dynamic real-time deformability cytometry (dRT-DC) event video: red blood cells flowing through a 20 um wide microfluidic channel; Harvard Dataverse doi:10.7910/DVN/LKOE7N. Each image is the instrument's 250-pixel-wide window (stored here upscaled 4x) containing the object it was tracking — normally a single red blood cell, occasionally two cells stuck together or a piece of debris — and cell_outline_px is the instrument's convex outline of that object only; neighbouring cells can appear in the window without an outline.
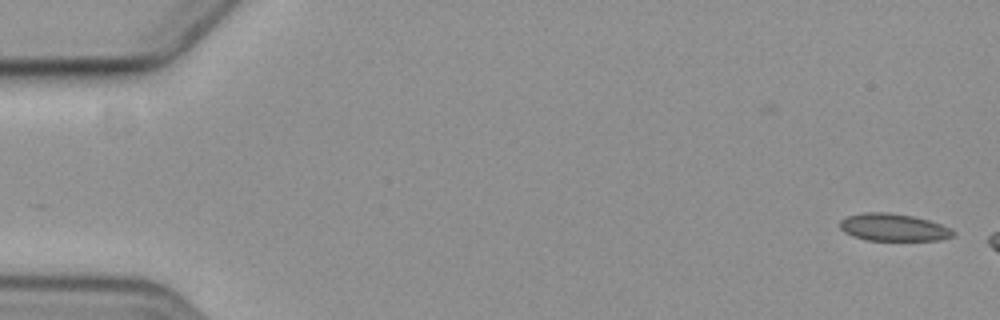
{"species": "common noctule bat (a hibernating species)", "species_latin": "Nyctalus noctula", "temperature_condition": "cold", "stored_images_in_passage": 3, "camera_frame_rate_fps": 3000, "um_per_image_px": 0.085, "animal": {"sex": "female", "body_mass_g": 19.3, "forearm_length_mm": 54.1}, "frame": {"image": 1, "passage_image": 3, "time_ms": 2.333, "image_size_px": [1000, 320], "cell_outline_px": [[956, 232], [952, 236], [940, 240], [864, 240], [852, 236], [844, 232], [840, 228], [840, 220], [848, 216], [864, 212], [884, 212], [912, 216], [928, 220], [940, 224]], "centroid_in_image_um": [75.9, 19.33], "position_along_channel_um": 9.1, "area_um2": 17.92}}